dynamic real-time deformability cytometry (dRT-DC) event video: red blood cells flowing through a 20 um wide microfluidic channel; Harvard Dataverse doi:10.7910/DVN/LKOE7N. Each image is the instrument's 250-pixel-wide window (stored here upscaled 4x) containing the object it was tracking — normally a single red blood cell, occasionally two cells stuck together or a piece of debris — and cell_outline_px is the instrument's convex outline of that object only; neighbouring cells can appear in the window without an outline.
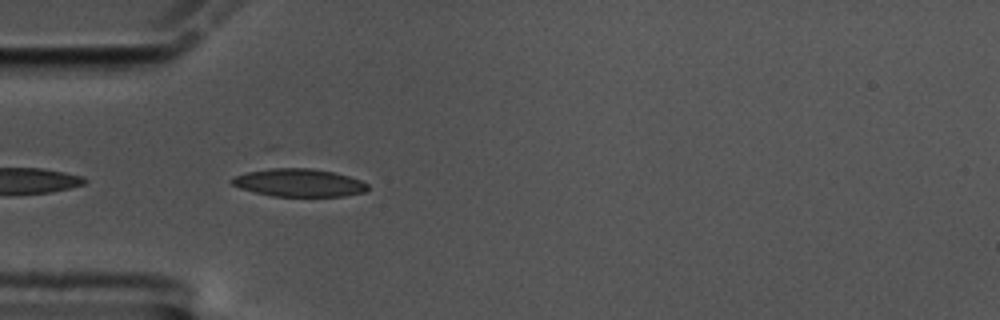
{"species": "common noctule bat (a hibernating species)", "species_latin": "Nyctalus noctula", "temperature_condition": "cold", "stored_images_in_passage": 8, "camera_frame_rate_fps": 3000, "um_per_image_px": 0.085, "animal": {"sex": "male", "body_mass_g": 17.5, "forearm_length_mm": 52.3}, "frame": {"image": 1, "passage_image": 2, "time_ms": 0.333, "image_size_px": [1000, 320], "cell_outline_px": [[368, 188], [364, 192], [344, 196], [272, 196], [240, 188], [232, 184], [228, 180], [236, 176], [248, 172], [272, 168], [312, 168], [332, 172], [348, 176], [360, 180], [368, 184]], "centroid_in_image_um": [25.41, 15.53], "position_along_channel_um": 59.6, "area_um2": 21.85}}